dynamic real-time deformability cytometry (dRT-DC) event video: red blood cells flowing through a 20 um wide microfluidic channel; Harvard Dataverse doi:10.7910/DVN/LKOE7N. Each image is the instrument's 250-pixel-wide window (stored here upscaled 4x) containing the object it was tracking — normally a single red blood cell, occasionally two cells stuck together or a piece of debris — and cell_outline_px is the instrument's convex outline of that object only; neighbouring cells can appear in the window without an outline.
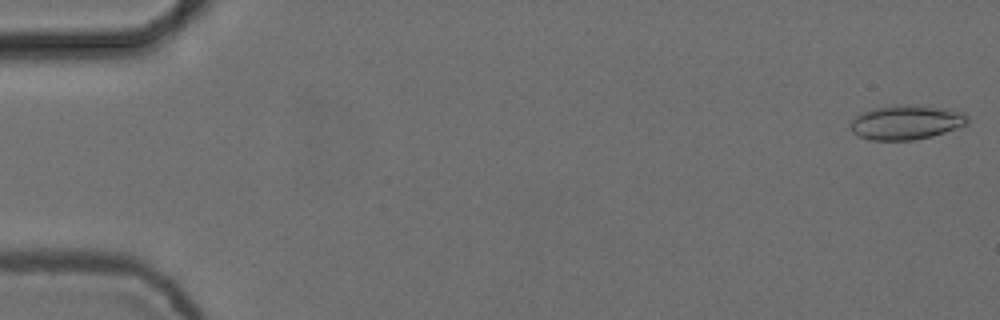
{"species": "common noctule bat (a hibernating species)", "species_latin": "Nyctalus noctula", "temperature_condition": "cold", "stored_images_in_passage": 6, "camera_frame_rate_fps": 3000, "um_per_image_px": 0.085, "animal": {"sex": "female", "body_mass_g": 24.6, "forearm_length_mm": 56.2}, "frame": {"image": 1, "passage_image": 1, "time_ms": 0.0, "image_size_px": [1000, 320], "cell_outline_px": [[968, 124], [932, 136], [912, 140], [868, 140], [852, 132], [848, 128], [848, 124], [860, 112], [872, 108], [904, 104], [944, 108], [964, 112], [968, 116]], "centroid_in_image_um": [76.99, 10.39], "position_along_channel_um": 8.0, "area_um2": 23.64}}
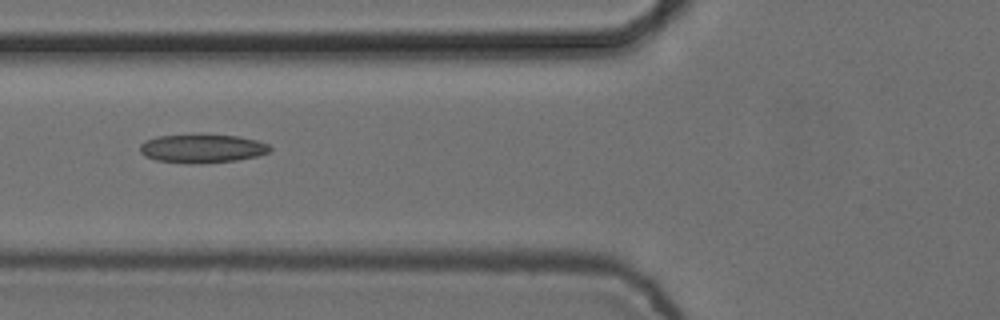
{"frame": {"image": 2, "passage_image": 6, "time_ms": 1.667, "image_size_px": [1000, 320], "cell_outline_px": [[272, 148], [268, 152], [256, 156], [236, 160], [192, 164], [188, 164], [156, 160], [144, 156], [140, 152], [140, 144], [156, 136], [240, 136], [256, 140], [268, 144]], "centroid_in_image_um": [17.17, 12.65], "position_along_channel_um": 108.6, "area_um2": 21.15}}